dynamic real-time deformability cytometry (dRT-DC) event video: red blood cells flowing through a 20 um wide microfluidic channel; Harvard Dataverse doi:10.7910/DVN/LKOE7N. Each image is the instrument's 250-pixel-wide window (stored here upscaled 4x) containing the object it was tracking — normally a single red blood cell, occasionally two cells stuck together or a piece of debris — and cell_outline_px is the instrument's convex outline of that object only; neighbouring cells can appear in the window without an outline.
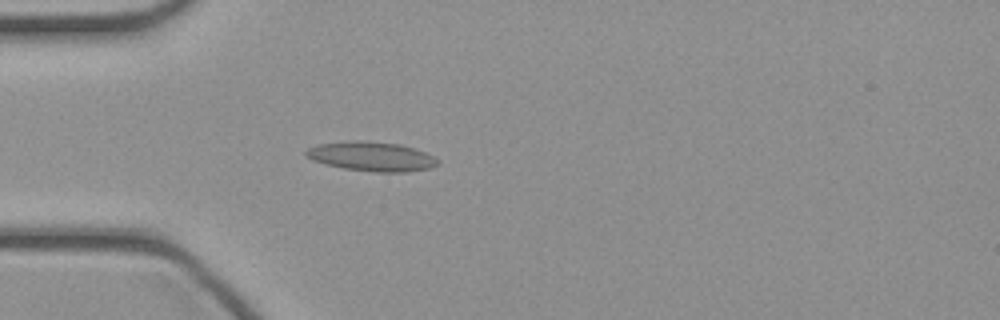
{"species": "common noctule bat (a hibernating species)", "species_latin": "Nyctalus noctula", "temperature_condition": "cold", "stored_images_in_passage": 44, "camera_frame_rate_fps": 3000, "um_per_image_px": 0.085, "animal": {"sex": "female", "body_mass_g": 21.9}, "frame": {"image": 1, "passage_image": 11, "time_ms": 3.333, "image_size_px": [1000, 320], "cell_outline_px": [[440, 164], [432, 168], [408, 172], [376, 172], [344, 168], [312, 160], [304, 152], [308, 148], [320, 144], [352, 140], [356, 140], [400, 144], [424, 152], [440, 160]], "centroid_in_image_um": [31.63, 13.3], "position_along_channel_um": 53.4, "area_um2": 22.37}}
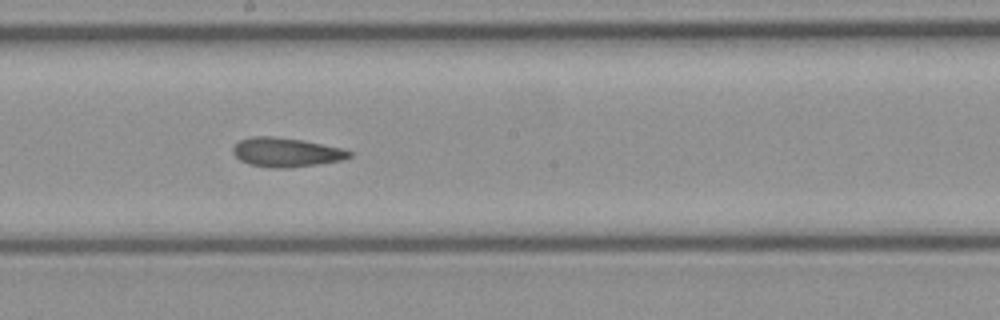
{"frame": {"image": 2, "passage_image": 23, "time_ms": 7.333, "image_size_px": [1000, 320], "cell_outline_px": [[352, 156], [340, 160], [316, 164], [288, 168], [268, 168], [248, 164], [240, 160], [232, 152], [232, 148], [240, 140], [252, 136], [272, 136], [304, 140], [344, 148], [352, 152]], "centroid_in_image_um": [24.31, 12.94], "position_along_channel_um": 223.9, "area_um2": 19.88}}
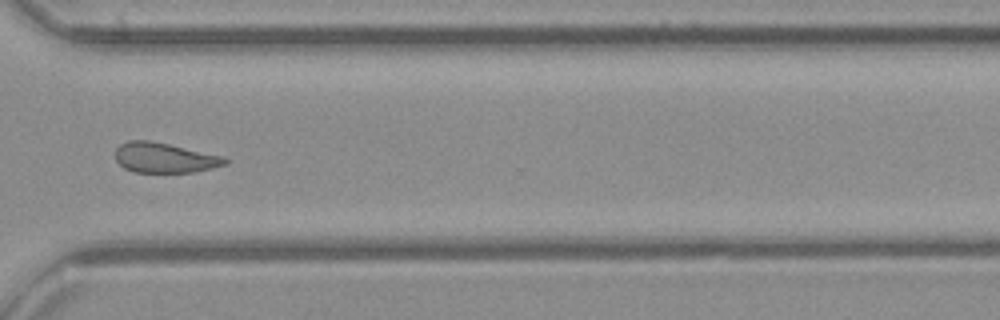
{"frame": {"image": 3, "passage_image": 32, "time_ms": 10.333, "image_size_px": [1000, 320], "cell_outline_px": [[228, 164], [196, 172], [132, 172], [124, 168], [116, 160], [116, 148], [120, 144], [128, 140], [148, 140], [168, 144], [224, 156], [228, 160]], "centroid_in_image_um": [13.99, 13.41], "position_along_channel_um": 356.6, "area_um2": 19.25}}